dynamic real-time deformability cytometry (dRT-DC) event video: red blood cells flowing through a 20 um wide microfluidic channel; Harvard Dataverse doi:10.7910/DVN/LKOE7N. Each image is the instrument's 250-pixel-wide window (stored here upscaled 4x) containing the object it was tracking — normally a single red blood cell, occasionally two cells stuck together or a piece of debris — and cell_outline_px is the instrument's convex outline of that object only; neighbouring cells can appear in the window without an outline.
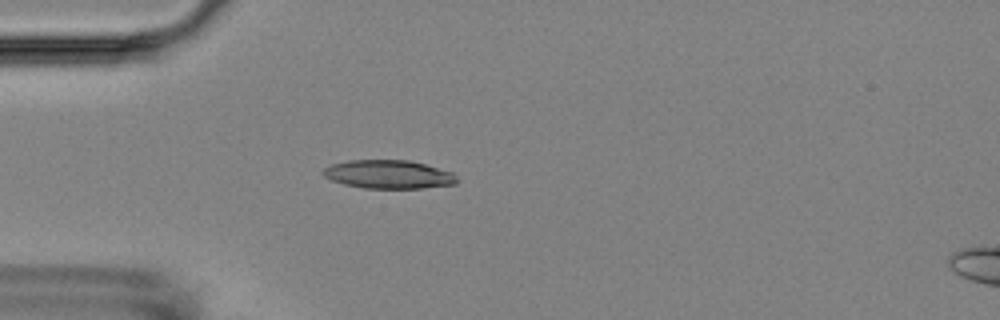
{"species": "Egyptian fruit bat (a non-hibernating species)", "species_latin": "Rousettus aegyptiacus", "temperature_condition": "room temperature", "stored_images_in_passage": 2, "camera_frame_rate_fps": 3000, "um_per_image_px": 0.085, "animal": {"sex": "female"}, "frame": {"image": 1, "passage_image": 2, "time_ms": 1.0, "image_size_px": [1000, 320], "cell_outline_px": [[460, 180], [456, 184], [424, 188], [364, 188], [344, 184], [332, 180], [324, 176], [320, 172], [324, 168], [332, 164], [348, 160], [408, 160], [424, 164], [452, 172]], "centroid_in_image_um": [33.03, 14.82], "position_along_channel_um": 52.0, "area_um2": 22.25}}